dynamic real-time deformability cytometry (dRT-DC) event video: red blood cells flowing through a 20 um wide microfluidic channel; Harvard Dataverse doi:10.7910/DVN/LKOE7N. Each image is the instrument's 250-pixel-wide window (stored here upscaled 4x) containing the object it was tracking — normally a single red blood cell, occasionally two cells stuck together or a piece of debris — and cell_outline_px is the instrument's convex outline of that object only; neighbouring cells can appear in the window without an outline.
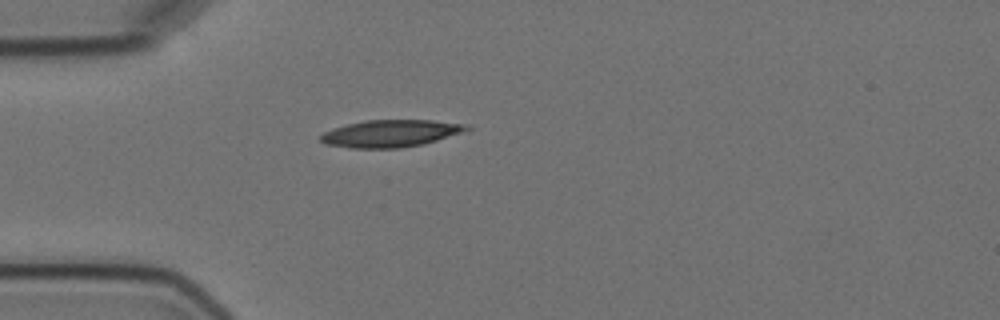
{"species": "Egyptian fruit bat (a non-hibernating species)", "species_latin": "Rousettus aegyptiacus", "temperature_condition": "cold", "stored_images_in_passage": 1, "camera_frame_rate_fps": 3000, "um_per_image_px": 0.085, "animal": {"sex": "female"}, "frame": {"image": 1, "passage_image": 1, "time_ms": 0.0, "image_size_px": [1000, 320], "cell_outline_px": [[472, 128], [424, 144], [400, 148], [348, 148], [324, 144], [320, 140], [320, 136], [324, 132], [332, 128], [364, 120], [432, 120], [472, 124]], "centroid_in_image_um": [33.19, 11.34], "position_along_channel_um": 51.8, "area_um2": 23.24}}